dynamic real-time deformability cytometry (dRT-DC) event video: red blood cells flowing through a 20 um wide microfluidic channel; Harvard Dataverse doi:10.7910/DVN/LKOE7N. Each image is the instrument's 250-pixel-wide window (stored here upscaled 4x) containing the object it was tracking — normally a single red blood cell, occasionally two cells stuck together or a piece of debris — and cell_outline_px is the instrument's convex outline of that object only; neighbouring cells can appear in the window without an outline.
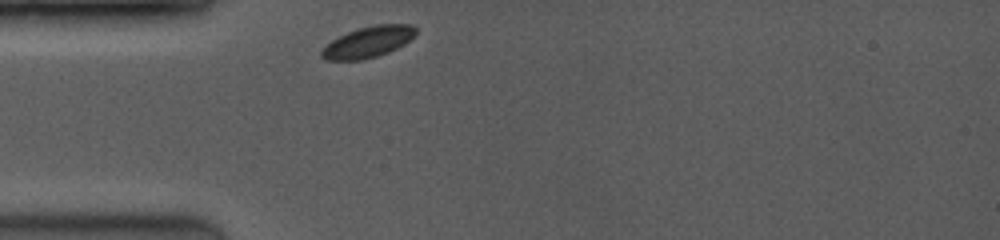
{"species": "common noctule bat (a hibernating species)", "species_latin": "Nyctalus noctula", "temperature_condition": "room temperature", "stored_images_in_passage": 36, "camera_frame_rate_fps": 3500, "um_per_image_px": 0.085, "animal": {"sex": "female", "body_mass_g": 19.0, "forearm_length_mm": 53.3}, "frame": {"image": 1, "passage_image": 1, "time_ms": 0.0, "image_size_px": [1000, 240], "cell_outline_px": [[416, 32], [404, 44], [388, 52], [376, 56], [360, 60], [324, 60], [320, 56], [320, 48], [332, 40], [348, 32], [360, 28], [376, 24], [412, 24], [416, 28]], "centroid_in_image_um": [31.24, 3.57], "position_along_channel_um": 53.8, "area_um2": 16.94}}
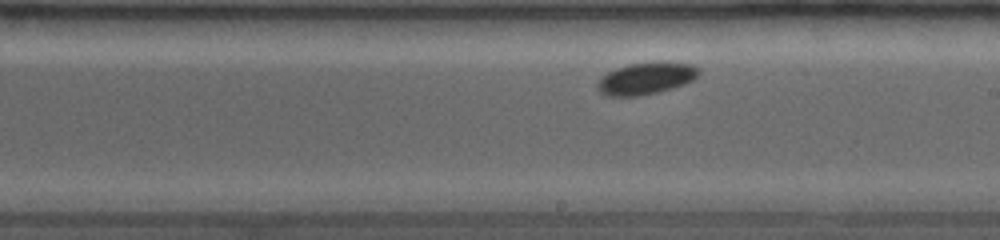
{"frame": {"image": 2, "passage_image": 21, "time_ms": 4.857, "image_size_px": [1000, 240], "cell_outline_px": [[700, 72], [692, 80], [684, 84], [672, 88], [640, 96], [604, 96], [596, 88], [596, 84], [600, 76], [616, 68], [628, 64], [656, 60], [660, 60], [692, 64], [700, 68]], "centroid_in_image_um": [54.89, 6.64], "position_along_channel_um": 234.1, "area_um2": 19.36}}
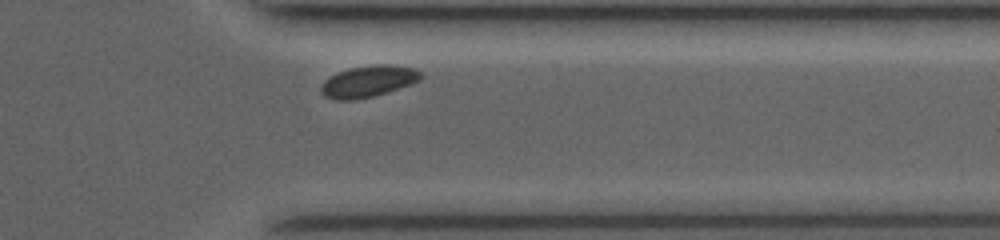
{"frame": {"image": 3, "passage_image": 33, "time_ms": 8.571, "image_size_px": [1000, 240], "cell_outline_px": [[424, 76], [420, 80], [412, 84], [372, 96], [352, 100], [336, 100], [324, 96], [320, 92], [320, 84], [324, 80], [340, 72], [352, 68], [376, 64], [392, 64], [416, 68]], "centroid_in_image_um": [31.33, 6.91], "position_along_channel_um": 380.1, "area_um2": 18.26}, "authors_computed_cell_mechanics": {"area_um2": 18.0625, "velocity_mm_per_s": 3.8644, "shape_relaxation_time_tau1_ms": 1.4674, "shape_relaxation_time_tau2_ms": null, "deformation_change_tau1": 0.0496, "deformation_change_tau2": null}}